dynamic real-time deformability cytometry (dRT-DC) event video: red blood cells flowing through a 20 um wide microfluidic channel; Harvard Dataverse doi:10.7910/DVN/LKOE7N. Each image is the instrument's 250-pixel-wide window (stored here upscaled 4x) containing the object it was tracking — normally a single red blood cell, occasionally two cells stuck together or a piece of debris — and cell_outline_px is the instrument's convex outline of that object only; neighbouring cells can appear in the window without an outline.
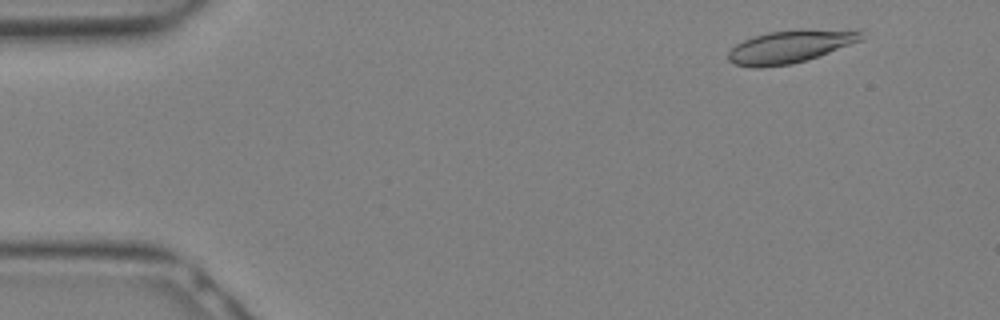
{"species": "Egyptian fruit bat (a non-hibernating species)", "species_latin": "Rousettus aegyptiacus", "temperature_condition": "warm", "stored_images_in_passage": 9, "camera_frame_rate_fps": 3000, "um_per_image_px": 0.085, "animal": {"sex": "female"}, "frame": {"image": 1, "passage_image": 3, "time_ms": 0.667, "image_size_px": [1000, 320], "cell_outline_px": [[864, 40], [792, 64], [760, 68], [756, 68], [732, 64], [728, 60], [728, 52], [736, 44], [744, 40], [768, 32], [800, 28], [804, 28], [860, 32]], "centroid_in_image_um": [67.09, 3.96], "position_along_channel_um": 17.9, "area_um2": 25.14}}
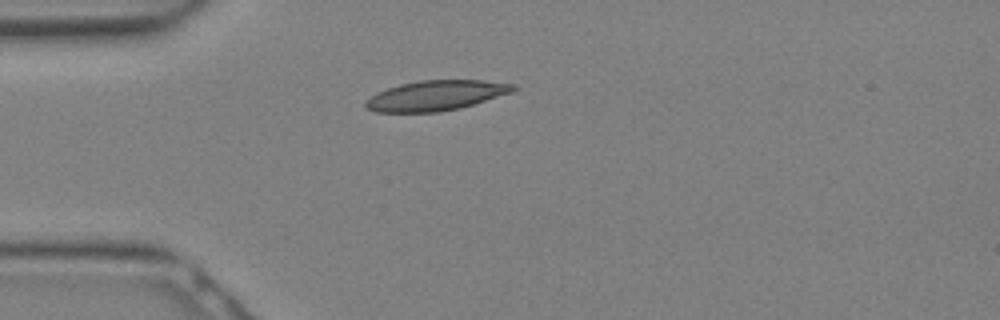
{"frame": {"image": 2, "passage_image": 8, "time_ms": 2.333, "image_size_px": [1000, 320], "cell_outline_px": [[520, 88], [512, 92], [460, 108], [440, 112], [376, 112], [364, 108], [364, 100], [388, 88], [400, 84], [420, 80], [480, 80], [516, 84]], "centroid_in_image_um": [37.06, 8.12], "position_along_channel_um": 47.9, "area_um2": 25.89}}